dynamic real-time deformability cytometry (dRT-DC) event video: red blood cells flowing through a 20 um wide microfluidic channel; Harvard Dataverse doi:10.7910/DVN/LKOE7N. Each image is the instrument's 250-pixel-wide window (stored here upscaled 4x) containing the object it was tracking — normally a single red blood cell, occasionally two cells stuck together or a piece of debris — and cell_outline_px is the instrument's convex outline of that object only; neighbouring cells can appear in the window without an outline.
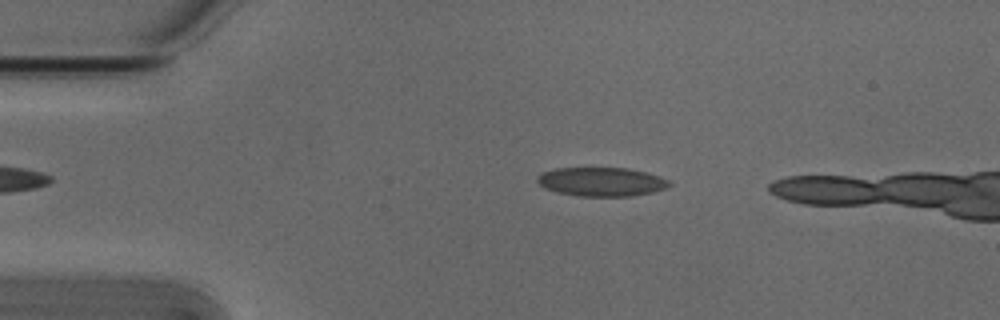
{"species": "Egyptian fruit bat (a non-hibernating species)", "species_latin": "Rousettus aegyptiacus", "temperature_condition": "cold", "stored_images_in_passage": 14, "camera_frame_rate_fps": 3000, "um_per_image_px": 0.085, "animal": {"sex": "male"}, "frame": {"image": 1, "passage_image": 10, "time_ms": 3.0, "image_size_px": [1000, 320], "cell_outline_px": [[672, 184], [668, 188], [652, 192], [632, 196], [580, 196], [556, 192], [544, 188], [536, 180], [536, 176], [544, 172], [556, 168], [628, 168], [660, 176], [668, 180]], "centroid_in_image_um": [51.13, 15.45], "position_along_channel_um": 33.9, "area_um2": 22.25}}